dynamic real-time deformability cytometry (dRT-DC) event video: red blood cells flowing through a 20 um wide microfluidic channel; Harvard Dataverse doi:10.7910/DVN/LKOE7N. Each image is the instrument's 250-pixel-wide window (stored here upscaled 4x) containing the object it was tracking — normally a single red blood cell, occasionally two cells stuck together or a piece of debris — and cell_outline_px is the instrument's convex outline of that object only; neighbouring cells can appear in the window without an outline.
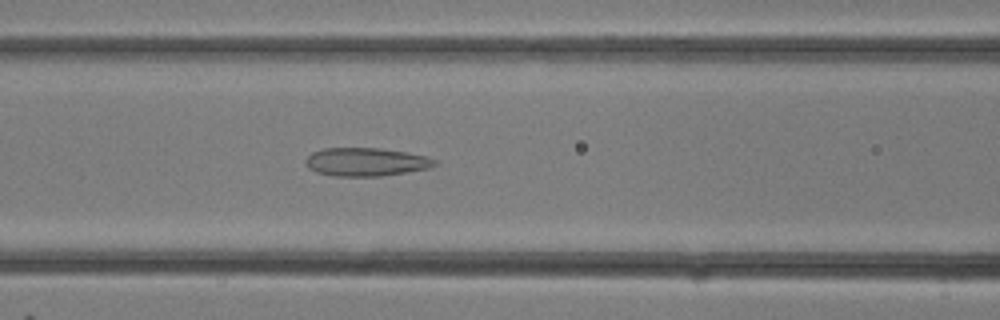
{"species": "common noctule bat (a hibernating species)", "species_latin": "Nyctalus noctula", "temperature_condition": "room temperature", "stored_images_in_passage": 16, "camera_frame_rate_fps": 3000, "um_per_image_px": 0.085, "animal": {"sex": "female"}, "frame": {"image": 1, "passage_image": 12, "time_ms": 3.667, "image_size_px": [1000, 320], "cell_outline_px": [[436, 164], [432, 168], [380, 176], [332, 176], [316, 172], [308, 168], [304, 160], [312, 152], [324, 148], [380, 148], [428, 156], [436, 160]], "centroid_in_image_um": [31.1, 13.76], "position_along_channel_um": 135.5, "area_um2": 21.39}}
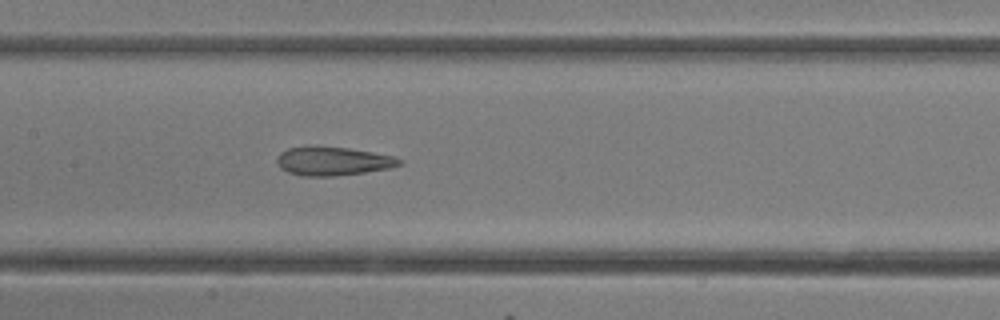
{"frame": {"image": 2, "passage_image": 14, "time_ms": 4.333, "image_size_px": [1000, 320], "cell_outline_px": [[404, 164], [388, 168], [364, 172], [332, 176], [300, 176], [288, 172], [280, 168], [276, 160], [276, 156], [280, 152], [288, 148], [308, 144], [316, 144], [348, 148], [372, 152], [392, 156], [404, 160]], "centroid_in_image_um": [28.24, 13.66], "position_along_channel_um": 179.2, "area_um2": 20.98}}
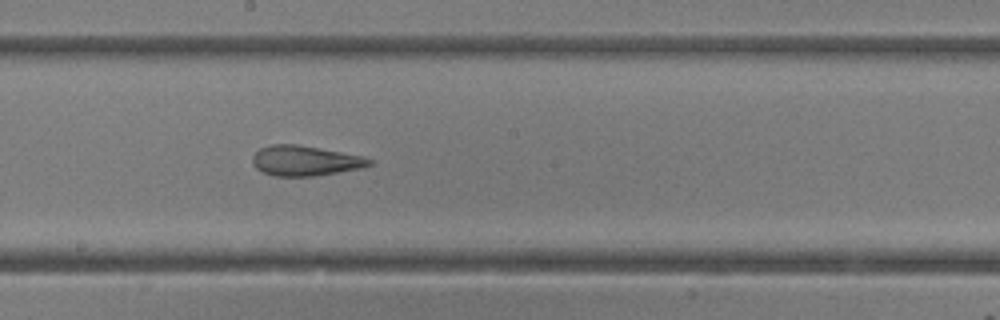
{"frame": {"image": 3, "passage_image": 16, "time_ms": 5.0, "image_size_px": [1000, 320], "cell_outline_px": [[372, 164], [364, 168], [312, 176], [272, 176], [256, 168], [252, 164], [252, 156], [260, 148], [272, 144], [296, 144], [364, 156], [372, 160]], "centroid_in_image_um": [25.93, 13.66], "position_along_channel_um": 222.3, "area_um2": 20.52}}